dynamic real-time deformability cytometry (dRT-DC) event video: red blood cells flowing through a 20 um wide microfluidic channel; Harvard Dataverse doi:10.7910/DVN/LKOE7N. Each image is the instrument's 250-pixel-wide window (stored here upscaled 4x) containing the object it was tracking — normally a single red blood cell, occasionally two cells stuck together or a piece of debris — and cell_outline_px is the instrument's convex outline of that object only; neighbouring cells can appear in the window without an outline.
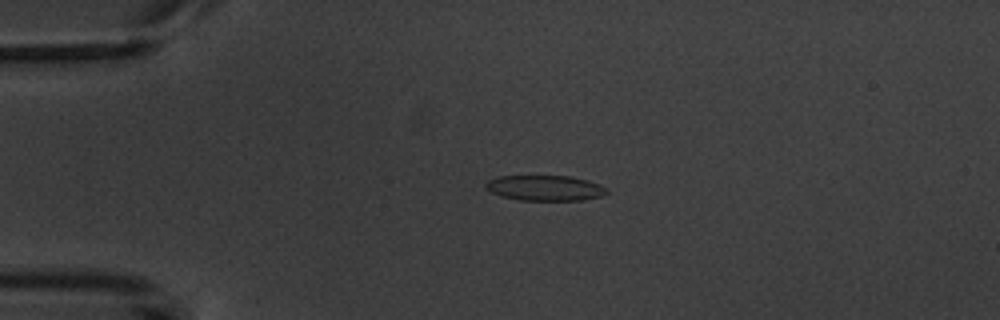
{"species": "common noctule bat (a hibernating species)", "species_latin": "Nyctalus noctula", "temperature_condition": "warm", "stored_images_in_passage": 4, "camera_frame_rate_fps": 3000, "um_per_image_px": 0.085, "animal": {"sex": "male", "body_mass_g": 20.1, "forearm_length_mm": 53.5}, "frame": {"image": 1, "passage_image": 3, "time_ms": 2.333, "image_size_px": [1000, 320], "cell_outline_px": [[608, 192], [604, 196], [584, 200], [520, 200], [500, 196], [484, 188], [484, 184], [488, 180], [500, 176], [568, 176], [588, 180], [600, 184], [608, 188]], "centroid_in_image_um": [46.35, 15.98], "position_along_channel_um": 38.6, "area_um2": 18.09}}